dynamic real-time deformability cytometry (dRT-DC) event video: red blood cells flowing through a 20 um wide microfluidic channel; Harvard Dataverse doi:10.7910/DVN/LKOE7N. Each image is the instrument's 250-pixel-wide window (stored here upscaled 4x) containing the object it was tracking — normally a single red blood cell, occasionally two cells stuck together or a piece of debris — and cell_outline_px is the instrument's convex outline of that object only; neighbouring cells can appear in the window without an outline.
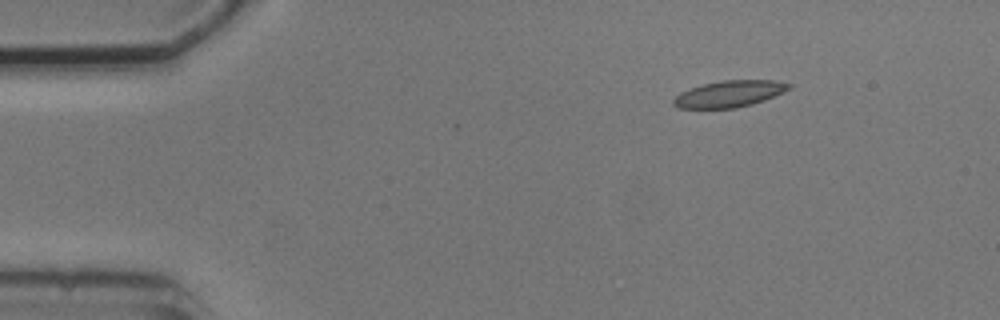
{"species": "common noctule bat (a hibernating species)", "species_latin": "Nyctalus noctula", "temperature_condition": "cold", "stored_images_in_passage": 4, "camera_frame_rate_fps": 3000, "um_per_image_px": 0.085, "animal": {"sex": "male", "body_mass_g": 20.5, "forearm_length_mm": 52.5}, "frame": {"image": 1, "passage_image": 1, "time_ms": 0.0, "image_size_px": [1000, 320], "cell_outline_px": [[792, 88], [764, 100], [752, 104], [736, 108], [676, 108], [672, 104], [672, 100], [680, 92], [704, 84], [720, 80], [776, 80], [792, 84]], "centroid_in_image_um": [62.0, 7.97], "position_along_channel_um": 23.0, "area_um2": 17.86}}
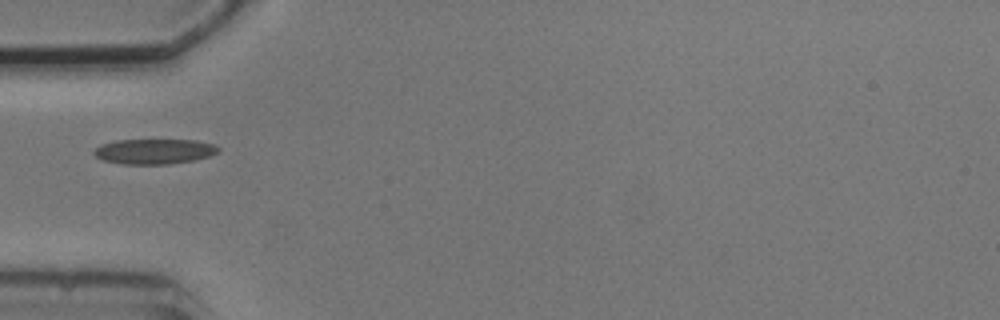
{"frame": {"image": 2, "passage_image": 4, "time_ms": 3.333, "image_size_px": [1000, 320], "cell_outline_px": [[220, 152], [196, 160], [168, 164], [124, 164], [104, 160], [96, 156], [92, 152], [100, 144], [116, 140], [196, 140], [212, 144], [220, 148]], "centroid_in_image_um": [13.12, 12.87], "position_along_channel_um": 71.9, "area_um2": 18.21}}